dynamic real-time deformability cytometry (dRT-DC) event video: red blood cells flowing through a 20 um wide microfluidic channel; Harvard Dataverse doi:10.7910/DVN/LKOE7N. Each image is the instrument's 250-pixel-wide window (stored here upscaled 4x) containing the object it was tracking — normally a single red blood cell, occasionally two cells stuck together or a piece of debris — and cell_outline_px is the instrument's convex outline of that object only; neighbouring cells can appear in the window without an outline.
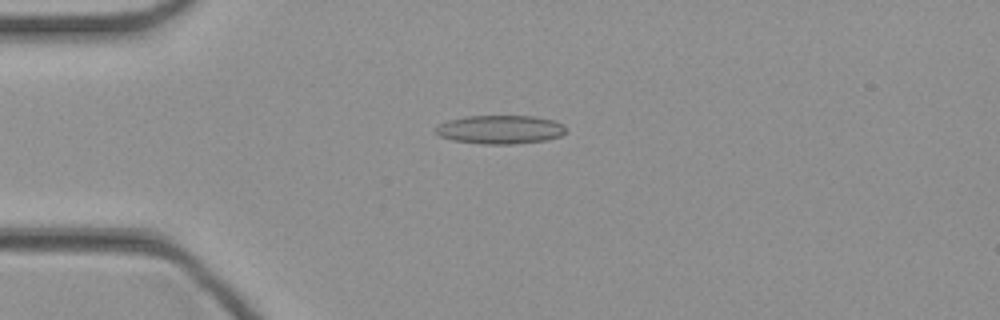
{"species": "common noctule bat (a hibernating species)", "species_latin": "Nyctalus noctula", "temperature_condition": "cold", "stored_images_in_passage": 32, "camera_frame_rate_fps": 3000, "um_per_image_px": 0.085, "animal": {"sex": "female", "body_mass_g": 21.9}, "frame": {"image": 1, "passage_image": 2, "time_ms": 0.333, "image_size_px": [1000, 320], "cell_outline_px": [[564, 132], [560, 136], [544, 140], [512, 144], [484, 144], [452, 140], [440, 136], [436, 132], [436, 128], [440, 124], [448, 120], [464, 116], [536, 116], [556, 120], [564, 124]], "centroid_in_image_um": [42.53, 11.0], "position_along_channel_um": 42.5, "area_um2": 21.68}}
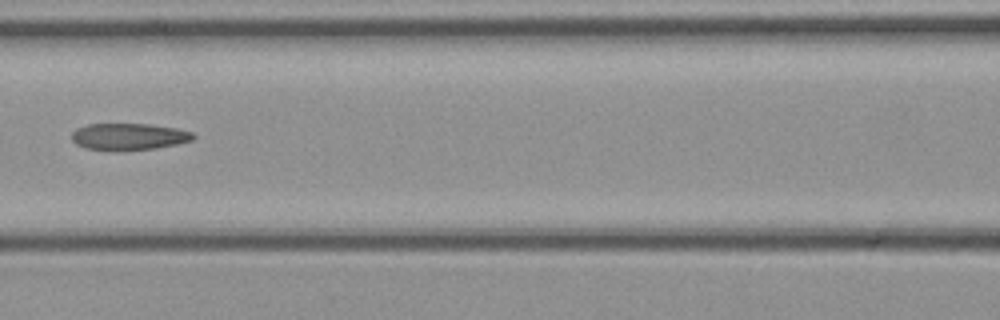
{"frame": {"image": 2, "passage_image": 11, "time_ms": 3.333, "image_size_px": [1000, 320], "cell_outline_px": [[196, 136], [192, 140], [176, 144], [156, 148], [116, 152], [84, 148], [76, 144], [72, 140], [72, 132], [76, 128], [88, 124], [148, 124], [176, 128], [192, 132]], "centroid_in_image_um": [10.91, 11.63], "position_along_channel_um": 155.7, "area_um2": 19.25}}
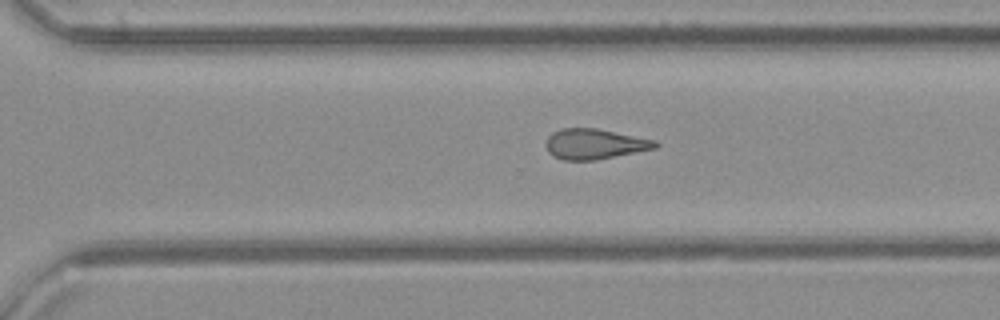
{"frame": {"image": 3, "passage_image": 22, "time_ms": 7.0, "image_size_px": [1000, 320], "cell_outline_px": [[660, 144], [656, 148], [596, 160], [560, 160], [552, 156], [548, 152], [544, 144], [548, 136], [552, 132], [560, 128], [596, 128], [656, 140]], "centroid_in_image_um": [50.5, 12.24], "position_along_channel_um": 320.1, "area_um2": 19.54}}